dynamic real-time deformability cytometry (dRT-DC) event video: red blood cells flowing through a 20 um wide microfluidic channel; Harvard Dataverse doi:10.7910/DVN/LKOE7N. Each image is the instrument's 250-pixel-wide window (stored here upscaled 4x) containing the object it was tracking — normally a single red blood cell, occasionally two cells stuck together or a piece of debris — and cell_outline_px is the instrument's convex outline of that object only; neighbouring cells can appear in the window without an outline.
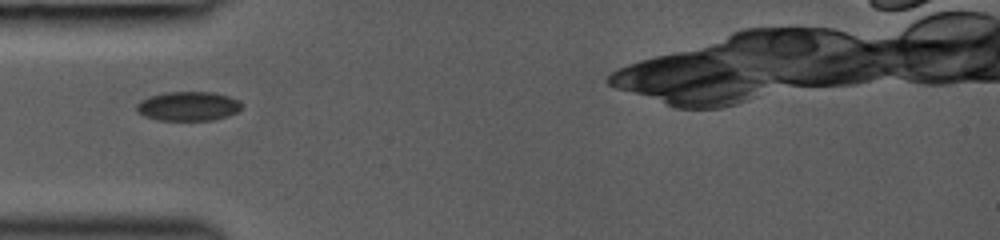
{"species": "common noctule bat (a hibernating species)", "species_latin": "Nyctalus noctula", "temperature_condition": "room temperature", "stored_images_in_passage": 9, "camera_frame_rate_fps": 3000, "um_per_image_px": 0.085, "animal": {"sex": "female", "body_mass_g": 19.0, "forearm_length_mm": 53.3}, "frame": {"image": 1, "passage_image": 1, "time_ms": 0.0, "image_size_px": [1000, 240], "cell_outline_px": [[244, 104], [236, 112], [228, 116], [212, 120], [156, 120], [144, 116], [136, 112], [136, 104], [140, 100], [148, 96], [164, 92], [212, 92], [228, 96], [240, 100]], "centroid_in_image_um": [15.97, 9.02], "position_along_channel_um": 69.0, "area_um2": 18.15}}
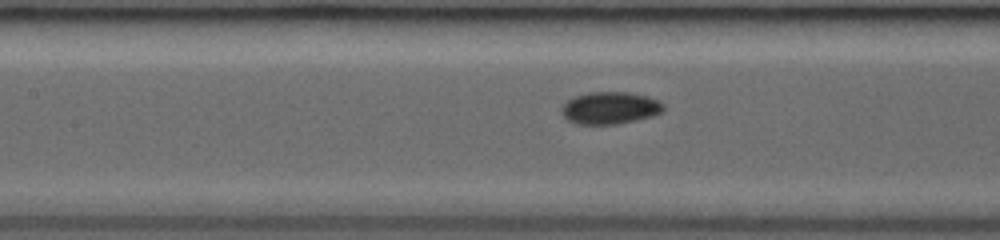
{"frame": {"image": 2, "passage_image": 5, "time_ms": 2.0, "image_size_px": [1000, 240], "cell_outline_px": [[664, 108], [660, 112], [652, 116], [616, 124], [576, 124], [568, 120], [560, 112], [560, 108], [568, 100], [576, 96], [588, 92], [628, 92], [648, 96], [664, 104]], "centroid_in_image_um": [51.82, 9.17], "position_along_channel_um": 155.6, "area_um2": 19.02}}
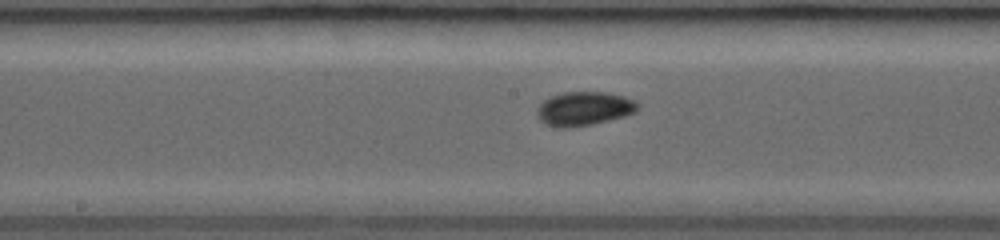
{"frame": {"image": 3, "passage_image": 7, "time_ms": 3.0, "image_size_px": [1000, 240], "cell_outline_px": [[640, 108], [636, 112], [624, 116], [592, 124], [568, 128], [560, 128], [548, 124], [540, 120], [536, 116], [536, 108], [544, 100], [552, 96], [564, 92], [608, 92], [624, 96], [640, 104]], "centroid_in_image_um": [49.65, 9.23], "position_along_channel_um": 198.6, "area_um2": 19.94}}